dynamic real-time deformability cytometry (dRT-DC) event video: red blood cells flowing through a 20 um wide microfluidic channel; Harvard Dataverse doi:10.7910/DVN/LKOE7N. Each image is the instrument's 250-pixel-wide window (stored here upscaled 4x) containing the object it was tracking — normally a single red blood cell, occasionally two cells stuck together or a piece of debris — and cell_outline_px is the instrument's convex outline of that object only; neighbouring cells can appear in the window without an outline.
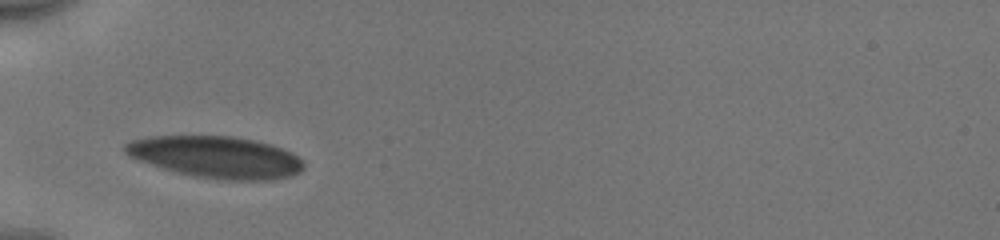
{"species": "human", "species_latin": "Homo sapiens", "temperature_condition": "cold", "stored_images_in_passage": 28, "camera_frame_rate_fps": 3000, "um_per_image_px": 0.085, "donor": {"sex": "male"}, "frame": {"image": 1, "passage_image": 1, "time_ms": 0.0, "image_size_px": [1000, 240], "cell_outline_px": [[304, 168], [300, 172], [288, 176], [272, 180], [220, 180], [196, 176], [176, 172], [128, 156], [124, 152], [124, 144], [132, 140], [148, 136], [232, 136], [256, 140], [272, 144], [292, 152], [304, 164]], "centroid_in_image_um": [18.38, 13.34], "position_along_channel_um": 66.6, "area_um2": 43.41}}
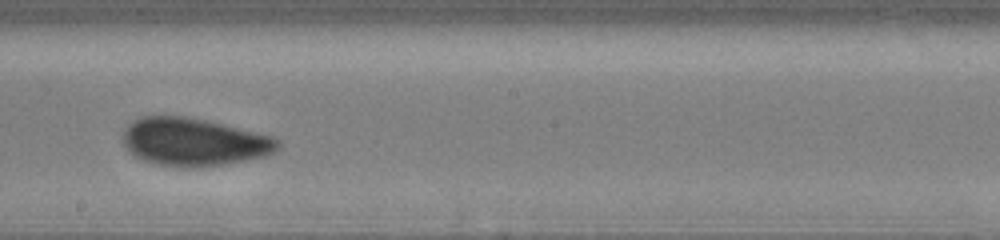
{"frame": {"image": 2, "passage_image": 14, "time_ms": 4.333, "image_size_px": [1000, 240], "cell_outline_px": [[280, 148], [268, 156], [224, 164], [160, 164], [144, 160], [128, 152], [124, 144], [124, 128], [128, 124], [140, 116], [184, 116], [204, 120], [272, 136], [280, 140]], "centroid_in_image_um": [16.49, 12.02], "position_along_channel_um": 231.7, "area_um2": 42.08}}
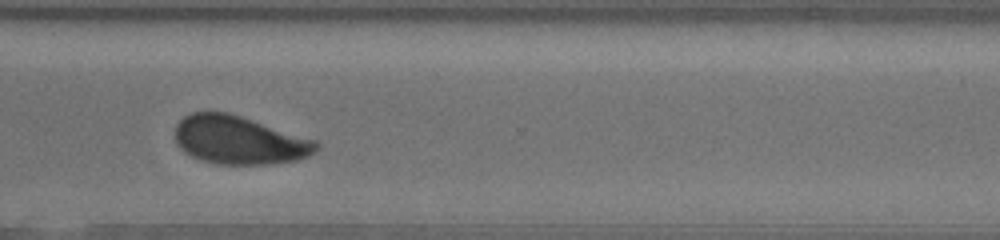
{"frame": {"image": 3, "passage_image": 23, "time_ms": 7.333, "image_size_px": [1000, 240], "cell_outline_px": [[320, 148], [308, 156], [296, 160], [272, 164], [216, 164], [200, 160], [184, 152], [176, 144], [176, 124], [184, 116], [192, 112], [228, 112], [316, 140], [320, 144]], "centroid_in_image_um": [20.33, 11.92], "position_along_channel_um": 350.3, "area_um2": 39.77}, "authors_computed_cell_mechanics": {"area_um2": 42.2229, "velocity_mm_per_s": 3.941, "shape_relaxation_time_tau1_ms": 3.7018, "shape_relaxation_time_tau2_ms": 0.9299, "deformation_change_tau1": 0.1151, "deformation_change_tau2": 0.0549}}